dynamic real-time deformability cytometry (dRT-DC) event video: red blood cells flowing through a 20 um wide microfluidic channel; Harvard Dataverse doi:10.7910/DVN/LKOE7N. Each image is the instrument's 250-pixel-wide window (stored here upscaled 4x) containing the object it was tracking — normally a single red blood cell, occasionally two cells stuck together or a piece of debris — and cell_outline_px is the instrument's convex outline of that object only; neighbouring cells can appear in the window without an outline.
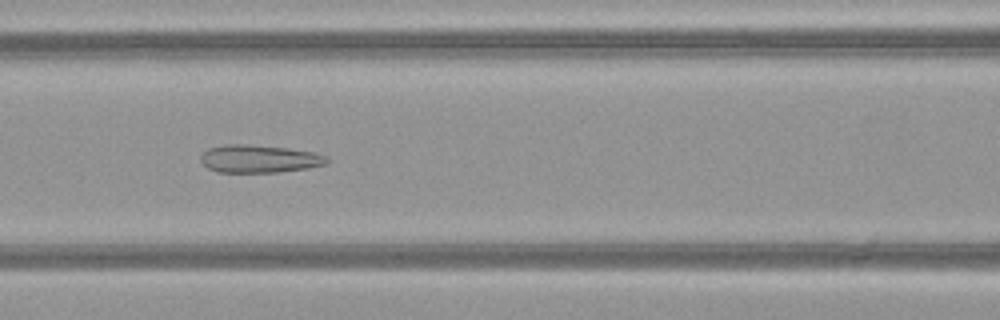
{"species": "common noctule bat (a hibernating species)", "species_latin": "Nyctalus noctula", "temperature_condition": "warm", "stored_images_in_passage": 33, "camera_frame_rate_fps": 3000, "um_per_image_px": 0.085, "animal": {"sex": "female", "body_mass_g": 21.9}, "frame": {"image": 1, "passage_image": 12, "time_ms": 3.667, "image_size_px": [1000, 320], "cell_outline_px": [[332, 160], [328, 164], [308, 168], [276, 172], [216, 172], [208, 168], [200, 160], [200, 156], [208, 148], [224, 144], [248, 144], [288, 148], [312, 152], [328, 156]], "centroid_in_image_um": [22.06, 13.49], "position_along_channel_um": 144.5, "area_um2": 20.63}}
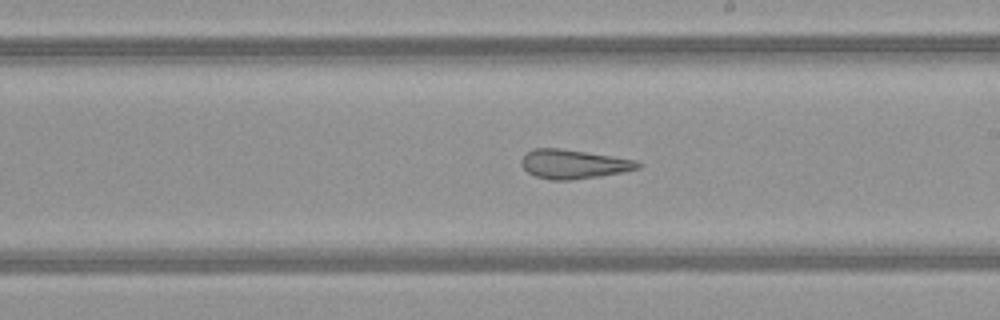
{"frame": {"image": 2, "passage_image": 19, "time_ms": 6.0, "image_size_px": [1000, 320], "cell_outline_px": [[640, 168], [624, 172], [600, 176], [572, 180], [548, 180], [536, 176], [528, 172], [520, 164], [520, 160], [532, 148], [560, 148], [612, 156], [636, 160], [640, 164]], "centroid_in_image_um": [48.74, 13.95], "position_along_channel_um": 240.3, "area_um2": 19.77}}
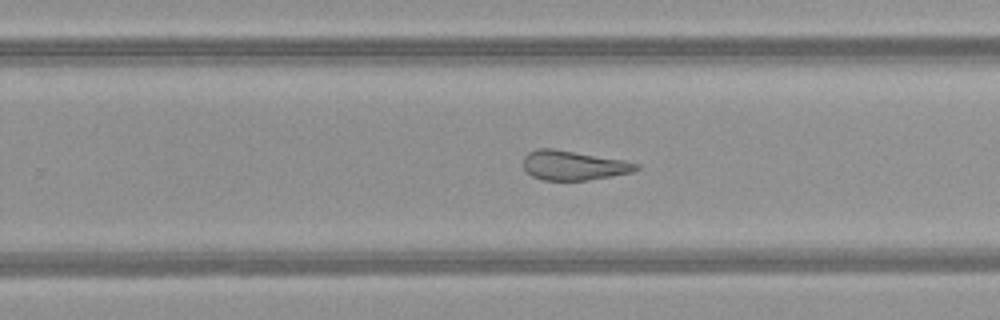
{"frame": {"image": 3, "passage_image": 22, "time_ms": 7.0, "image_size_px": [1000, 320], "cell_outline_px": [[640, 168], [632, 172], [612, 176], [588, 180], [544, 180], [532, 176], [524, 168], [524, 156], [528, 152], [536, 148], [552, 148], [624, 160], [640, 164]], "centroid_in_image_um": [48.75, 14.05], "position_along_channel_um": 281.0, "area_um2": 19.36}, "authors_computed_cell_mechanics": {"area_um2": 21.1548, "velocity_mm_per_s": 4.1098, "shape_relaxation_time_tau1_ms": null, "shape_relaxation_time_tau2_ms": 2.4531, "deformation_change_tau1": null, "deformation_change_tau2": 0.129}}